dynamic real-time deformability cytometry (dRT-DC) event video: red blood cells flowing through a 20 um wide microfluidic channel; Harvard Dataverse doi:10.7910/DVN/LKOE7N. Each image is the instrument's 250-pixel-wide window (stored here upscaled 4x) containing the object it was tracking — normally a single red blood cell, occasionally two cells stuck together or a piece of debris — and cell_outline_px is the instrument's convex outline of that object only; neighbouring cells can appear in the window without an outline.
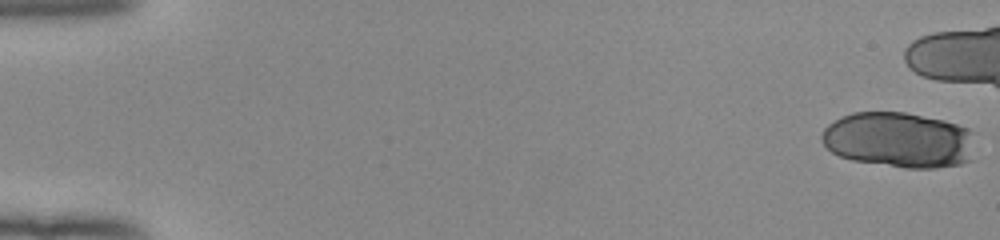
{"species": "human", "species_latin": "Homo sapiens", "temperature_condition": "room temperature", "stored_images_in_passage": 15, "camera_frame_rate_fps": 3000, "um_per_image_px": 0.085, "donor": {"sex": "female"}, "frame": {"image": 1, "passage_image": 1, "time_ms": 0.0, "image_size_px": [1000, 240], "cell_outline_px": [[972, 160], [960, 164], [936, 168], [904, 168], [852, 160], [840, 156], [832, 152], [824, 144], [820, 136], [824, 128], [828, 124], [852, 112], [904, 112], [944, 120], [968, 128], [972, 132]], "centroid_in_image_um": [76.4, 11.9], "position_along_channel_um": 8.6, "area_um2": 49.71}}